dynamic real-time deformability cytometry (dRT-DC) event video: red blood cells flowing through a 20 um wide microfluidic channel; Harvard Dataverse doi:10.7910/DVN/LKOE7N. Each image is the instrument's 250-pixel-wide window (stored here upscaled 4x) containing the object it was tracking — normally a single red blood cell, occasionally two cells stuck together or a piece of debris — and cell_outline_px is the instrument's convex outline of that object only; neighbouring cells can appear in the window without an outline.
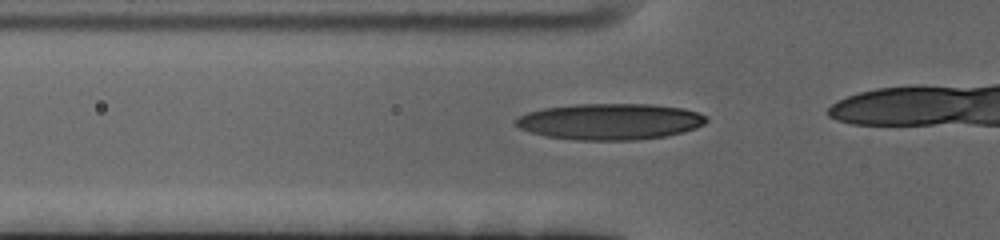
{"species": "human", "species_latin": "Homo sapiens", "temperature_condition": "cold", "stored_images_in_passage": 24, "camera_frame_rate_fps": 3000, "um_per_image_px": 0.085, "donor": {"sex": "female"}, "frame": {"image": 1, "passage_image": 15, "time_ms": 4.667, "image_size_px": [1000, 240], "cell_outline_px": [[708, 120], [704, 124], [696, 128], [684, 132], [664, 136], [636, 140], [576, 140], [544, 136], [520, 128], [512, 120], [516, 116], [528, 112], [544, 108], [576, 104], [652, 104], [684, 108], [708, 116]], "centroid_in_image_um": [51.85, 10.33], "position_along_channel_um": 74.0, "area_um2": 40.46}}
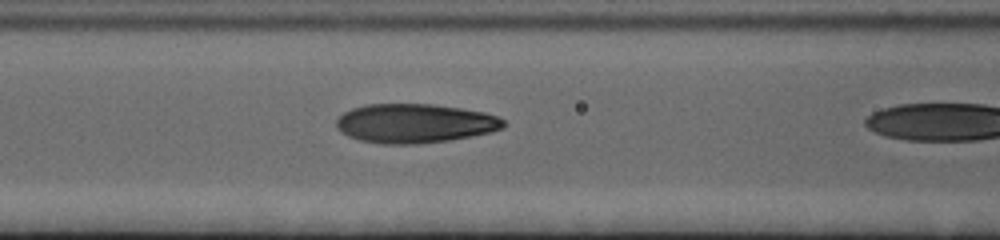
{"frame": {"image": 2, "passage_image": 20, "time_ms": 6.333, "image_size_px": [1000, 240], "cell_outline_px": [[504, 128], [492, 132], [472, 136], [448, 140], [416, 144], [380, 144], [360, 140], [348, 136], [340, 132], [336, 124], [336, 120], [344, 112], [352, 108], [368, 104], [432, 104], [460, 108], [484, 112], [496, 116], [504, 120]], "centroid_in_image_um": [35.25, 10.49], "position_along_channel_um": 131.4, "area_um2": 38.15}}
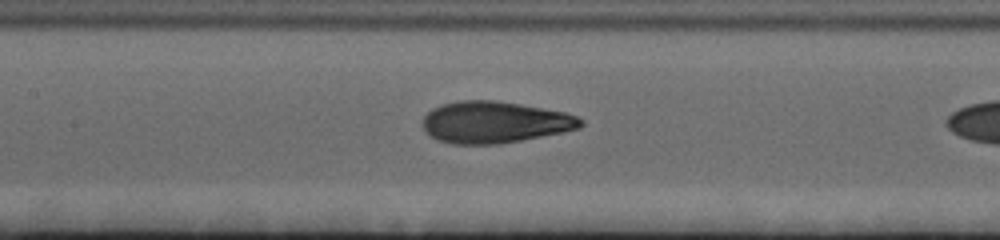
{"frame": {"image": 3, "passage_image": 23, "time_ms": 7.333, "image_size_px": [1000, 240], "cell_outline_px": [[584, 124], [580, 128], [520, 140], [496, 144], [452, 144], [440, 140], [424, 132], [424, 116], [432, 108], [440, 104], [460, 100], [496, 100], [520, 104], [564, 112], [576, 116], [584, 120]], "centroid_in_image_um": [42.02, 10.38], "position_along_channel_um": 165.4, "area_um2": 38.09}}